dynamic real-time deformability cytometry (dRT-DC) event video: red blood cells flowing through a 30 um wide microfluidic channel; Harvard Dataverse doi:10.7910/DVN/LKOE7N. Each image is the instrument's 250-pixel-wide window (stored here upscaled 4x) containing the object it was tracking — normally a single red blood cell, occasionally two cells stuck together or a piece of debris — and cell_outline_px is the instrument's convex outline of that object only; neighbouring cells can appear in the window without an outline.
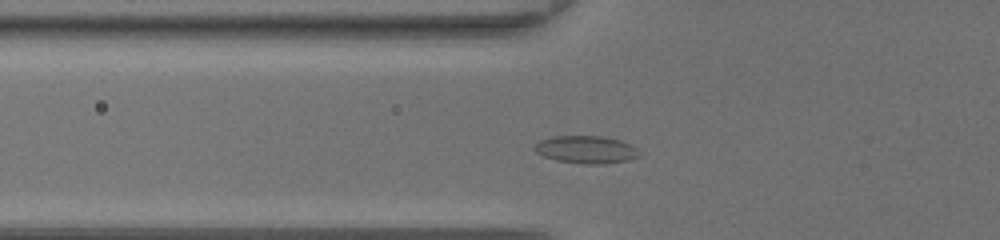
{"species": "common noctule bat (a hibernating species)", "species_latin": "Nyctalus noctula", "temperature_condition": "room temperature", "stored_images_in_passage": 39, "camera_frame_rate_fps": 3000, "um_per_image_px": 0.085, "animal": {"sex": "female", "body_mass_g": 20.0, "forearm_length_mm": 54.0}, "frame": {"image": 1, "passage_image": 9, "time_ms": 2.667, "image_size_px": [1000, 240], "cell_outline_px": [[640, 156], [628, 160], [604, 164], [584, 164], [556, 160], [544, 156], [536, 152], [532, 148], [540, 140], [552, 136], [600, 136], [620, 140], [632, 144], [640, 152]], "centroid_in_image_um": [49.83, 12.71], "position_along_channel_um": 76.0, "area_um2": 16.94}}
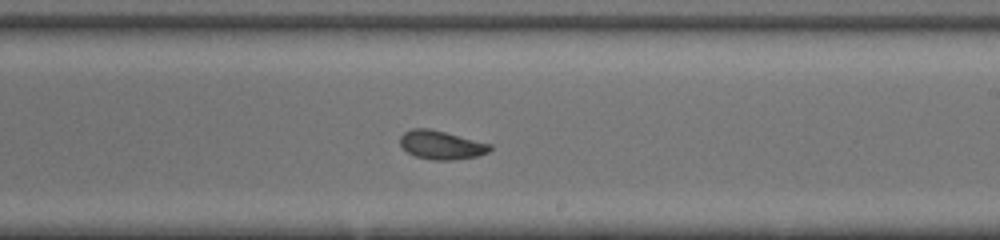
{"frame": {"image": 2, "passage_image": 21, "time_ms": 6.667, "image_size_px": [1000, 240], "cell_outline_px": [[492, 148], [488, 152], [476, 156], [452, 160], [432, 160], [416, 156], [408, 152], [400, 144], [400, 136], [404, 132], [412, 128], [428, 128], [492, 144]], "centroid_in_image_um": [37.5, 12.32], "position_along_channel_um": 251.5, "area_um2": 14.85}}
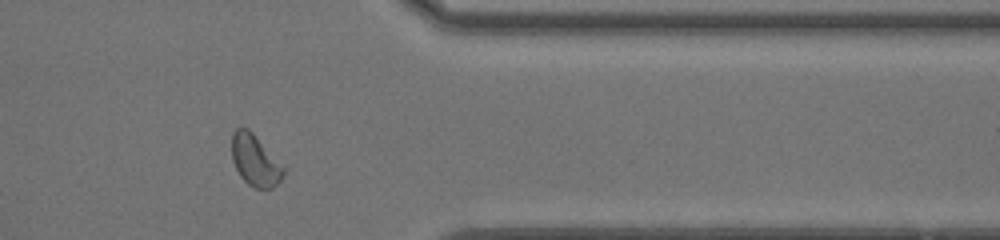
{"frame": {"image": 3, "passage_image": 31, "time_ms": 10.0, "image_size_px": [1000, 240], "cell_outline_px": [[288, 168], [280, 180], [272, 188], [256, 188], [248, 184], [240, 176], [232, 160], [232, 132], [236, 128], [248, 128]], "centroid_in_image_um": [21.72, 13.62], "position_along_channel_um": 389.7, "area_um2": 15.66}, "authors_computed_cell_mechanics": {"area_um2": 15.6638, "velocity_mm_per_s": 4.3982, "shape_relaxation_time_tau1_ms": 3.5009, "shape_relaxation_time_tau2_ms": 0.876, "deformation_change_tau1": 0.1082, "deformation_change_tau2": 0.0535}}